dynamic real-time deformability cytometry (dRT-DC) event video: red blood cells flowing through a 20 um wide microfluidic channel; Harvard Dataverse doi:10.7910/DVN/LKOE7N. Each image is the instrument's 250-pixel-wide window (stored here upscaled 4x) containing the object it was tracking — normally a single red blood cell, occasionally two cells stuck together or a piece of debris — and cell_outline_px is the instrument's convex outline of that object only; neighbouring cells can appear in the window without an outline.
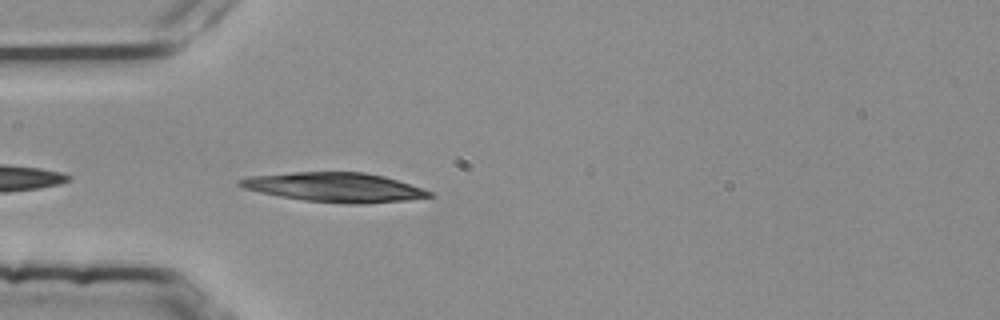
{"species": "common noctule bat (a hibernating species)", "species_latin": "Nyctalus noctula", "temperature_condition": "room temperature", "stored_images_in_passage": 3, "camera_frame_rate_fps": 3000, "um_per_image_px": 0.085, "animal": {"sex": "female", "body_mass_g": 25.1}, "frame": {"image": 1, "passage_image": 3, "time_ms": 0.667, "image_size_px": [1000, 320], "cell_outline_px": [[436, 196], [408, 200], [364, 204], [348, 204], [304, 200], [280, 196], [260, 192], [244, 188], [236, 184], [236, 180], [248, 176], [292, 172], [364, 172], [384, 176], [424, 188], [432, 192]], "centroid_in_image_um": [28.47, 15.92], "position_along_channel_um": 56.5, "area_um2": 32.6}}